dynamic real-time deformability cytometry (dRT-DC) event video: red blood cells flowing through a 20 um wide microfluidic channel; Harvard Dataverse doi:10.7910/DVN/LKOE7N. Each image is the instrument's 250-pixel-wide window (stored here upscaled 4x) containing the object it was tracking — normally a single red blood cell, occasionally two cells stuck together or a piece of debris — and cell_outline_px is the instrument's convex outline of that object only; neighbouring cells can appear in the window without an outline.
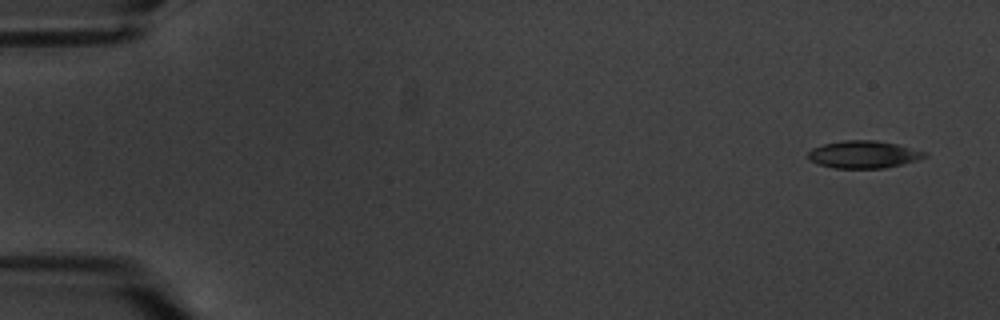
{"species": "common noctule bat (a hibernating species)", "species_latin": "Nyctalus noctula", "temperature_condition": "warm", "stored_images_in_passage": 7, "camera_frame_rate_fps": 3000, "um_per_image_px": 0.085, "animal": {"sex": "male", "body_mass_g": 20.1, "forearm_length_mm": 53.5}, "frame": {"image": 1, "passage_image": 1, "time_ms": 0.0, "image_size_px": [1000, 320], "cell_outline_px": [[928, 156], [916, 160], [884, 168], [836, 168], [816, 164], [808, 160], [808, 152], [812, 148], [824, 144], [844, 140], [876, 140], [896, 144], [928, 152]], "centroid_in_image_um": [73.38, 13.13], "position_along_channel_um": 11.6, "area_um2": 18.61}}
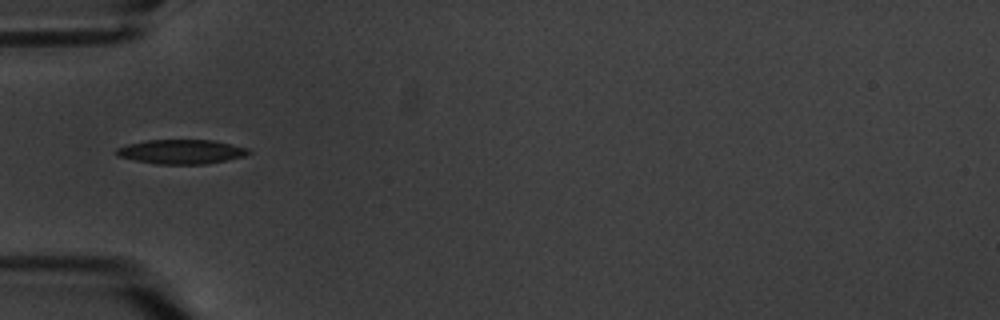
{"frame": {"image": 2, "passage_image": 5, "time_ms": 5.667, "image_size_px": [1000, 320], "cell_outline_px": [[252, 152], [244, 156], [228, 160], [204, 164], [156, 164], [116, 156], [116, 148], [128, 144], [148, 140], [212, 140], [232, 144], [248, 148]], "centroid_in_image_um": [15.43, 12.89], "position_along_channel_um": 69.6, "area_um2": 18.73}}